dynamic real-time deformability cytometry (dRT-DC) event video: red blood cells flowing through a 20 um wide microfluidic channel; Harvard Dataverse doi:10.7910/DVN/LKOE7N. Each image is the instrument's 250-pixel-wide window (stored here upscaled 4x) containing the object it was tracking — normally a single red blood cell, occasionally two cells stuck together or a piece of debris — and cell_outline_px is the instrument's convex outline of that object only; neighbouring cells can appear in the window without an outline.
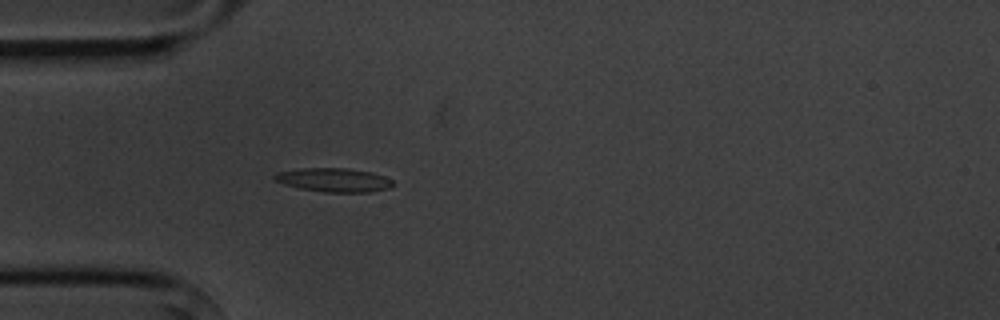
{"species": "common noctule bat (a hibernating species)", "species_latin": "Nyctalus noctula", "temperature_condition": "cold", "stored_images_in_passage": 4, "camera_frame_rate_fps": 3000, "um_per_image_px": 0.085, "animal": {"sex": "male", "body_mass_g": 20.1, "forearm_length_mm": 53.5}, "frame": {"image": 1, "passage_image": 4, "time_ms": 3.667, "image_size_px": [1000, 320], "cell_outline_px": [[396, 184], [392, 188], [372, 192], [324, 192], [300, 188], [284, 184], [276, 180], [272, 176], [276, 172], [300, 168], [348, 168], [372, 172], [384, 176], [392, 180]], "centroid_in_image_um": [28.43, 15.3], "position_along_channel_um": 56.6, "area_um2": 16.65}}